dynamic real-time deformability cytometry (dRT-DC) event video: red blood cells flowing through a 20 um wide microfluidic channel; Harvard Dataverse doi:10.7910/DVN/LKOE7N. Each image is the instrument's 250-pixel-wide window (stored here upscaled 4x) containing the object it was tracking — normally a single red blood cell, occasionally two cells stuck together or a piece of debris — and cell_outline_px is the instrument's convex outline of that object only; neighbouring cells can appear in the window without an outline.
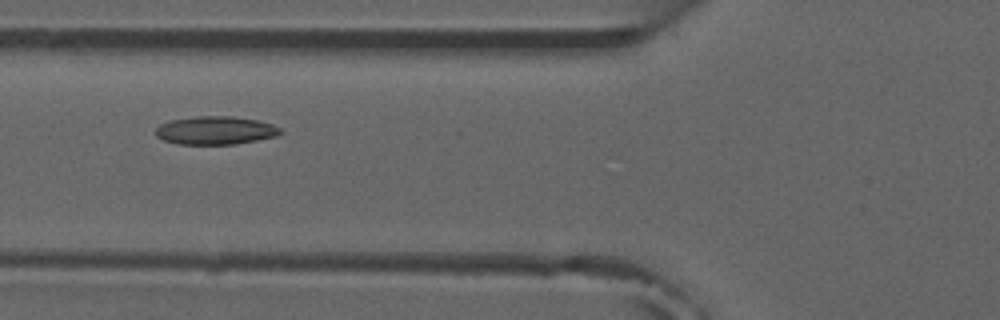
{"species": "common noctule bat (a hibernating species)", "species_latin": "Nyctalus noctula", "temperature_condition": "room temperature", "stored_images_in_passage": 7, "camera_frame_rate_fps": 3000, "um_per_image_px": 0.085, "animal": {"sex": "male", "forearm_length_mm": 52.5}, "frame": {"image": 1, "passage_image": 5, "time_ms": 4.667, "image_size_px": [1000, 320], "cell_outline_px": [[284, 132], [276, 136], [236, 144], [180, 144], [164, 140], [156, 136], [156, 128], [160, 124], [172, 120], [196, 116], [232, 116], [256, 120], [272, 124], [280, 128]], "centroid_in_image_um": [18.33, 11.08], "position_along_channel_um": 107.5, "area_um2": 20.4}}
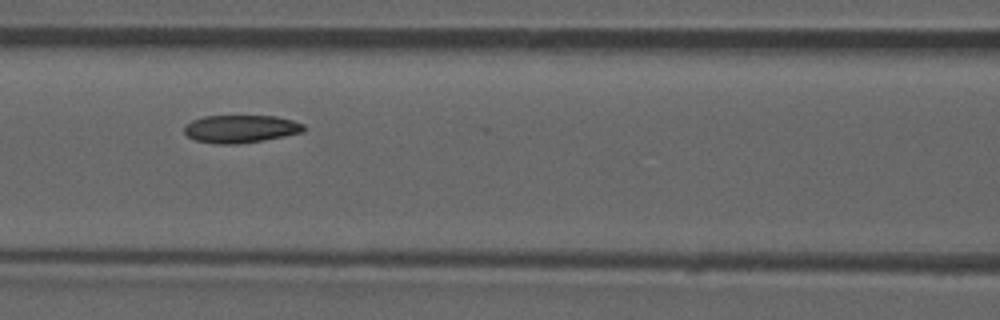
{"frame": {"image": 2, "passage_image": 6, "time_ms": 5.667, "image_size_px": [1000, 320], "cell_outline_px": [[308, 128], [304, 132], [264, 140], [236, 144], [216, 144], [196, 140], [188, 136], [184, 132], [184, 128], [192, 120], [204, 116], [276, 116], [292, 120], [304, 124]], "centroid_in_image_um": [20.5, 10.95], "position_along_channel_um": 146.1, "area_um2": 19.36}}